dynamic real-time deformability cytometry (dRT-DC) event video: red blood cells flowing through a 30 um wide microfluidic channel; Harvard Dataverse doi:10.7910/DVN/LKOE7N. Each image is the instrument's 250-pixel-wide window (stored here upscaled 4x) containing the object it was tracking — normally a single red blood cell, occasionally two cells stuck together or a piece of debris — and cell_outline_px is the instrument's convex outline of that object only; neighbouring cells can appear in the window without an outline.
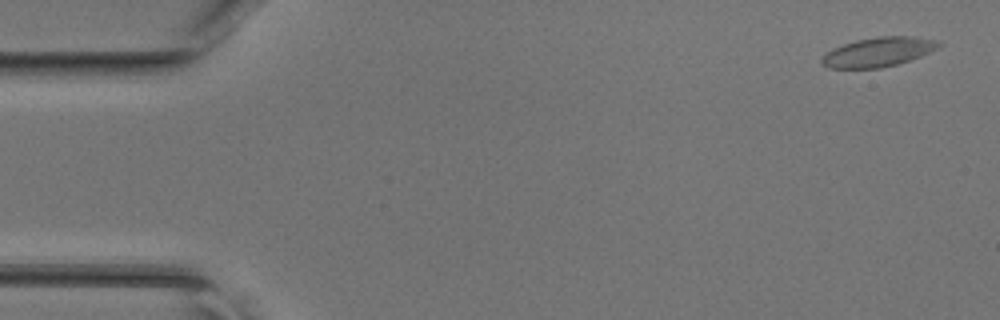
{"species": "common noctule bat (a hibernating species)", "species_latin": "Nyctalus noctula", "temperature_condition": "room temperature", "stored_images_in_passage": 46, "camera_frame_rate_fps": 3000, "um_per_image_px": 0.085, "animal": {"sex": "female", "body_mass_g": 17.0, "forearm_length_mm": 48.0}, "frame": {"image": 1, "passage_image": 2, "time_ms": 0.333, "image_size_px": [1000, 320], "cell_outline_px": [[944, 44], [940, 48], [920, 56], [896, 64], [880, 68], [828, 68], [820, 60], [828, 52], [844, 44], [856, 40], [880, 36], [912, 36], [936, 40]], "centroid_in_image_um": [74.72, 4.41], "position_along_channel_um": 10.3, "area_um2": 19.77}}
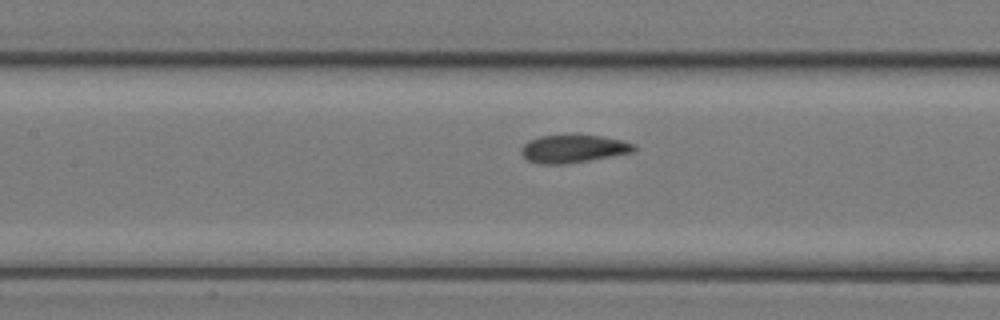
{"frame": {"image": 2, "passage_image": 21, "time_ms": 6.667, "image_size_px": [1000, 320], "cell_outline_px": [[636, 148], [632, 152], [588, 160], [564, 164], [540, 164], [528, 160], [520, 152], [520, 148], [528, 140], [540, 136], [572, 132], [576, 132], [600, 136], [620, 140], [636, 144]], "centroid_in_image_um": [48.68, 12.59], "position_along_channel_um": 158.7, "area_um2": 18.84}}
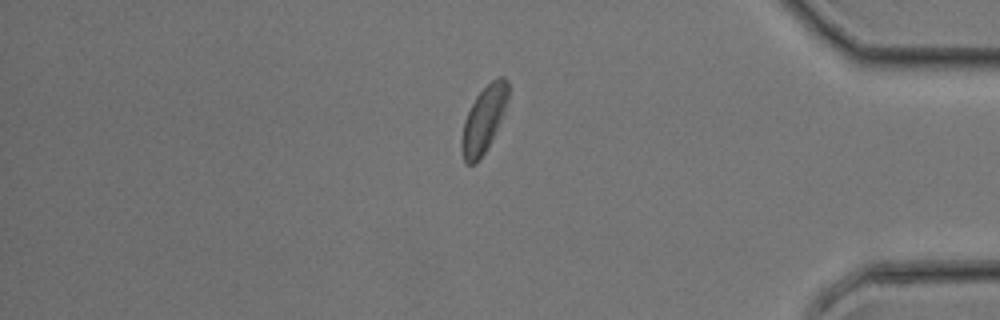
{"frame": {"image": 3, "passage_image": 39, "time_ms": 12.667, "image_size_px": [1000, 320], "cell_outline_px": [[508, 100], [504, 112], [492, 140], [480, 160], [476, 164], [468, 164], [464, 160], [460, 148], [460, 140], [464, 120], [476, 96], [496, 76], [504, 76], [508, 84]], "centroid_in_image_um": [41.11, 10.18], "position_along_channel_um": 394.1, "area_um2": 18.03}}